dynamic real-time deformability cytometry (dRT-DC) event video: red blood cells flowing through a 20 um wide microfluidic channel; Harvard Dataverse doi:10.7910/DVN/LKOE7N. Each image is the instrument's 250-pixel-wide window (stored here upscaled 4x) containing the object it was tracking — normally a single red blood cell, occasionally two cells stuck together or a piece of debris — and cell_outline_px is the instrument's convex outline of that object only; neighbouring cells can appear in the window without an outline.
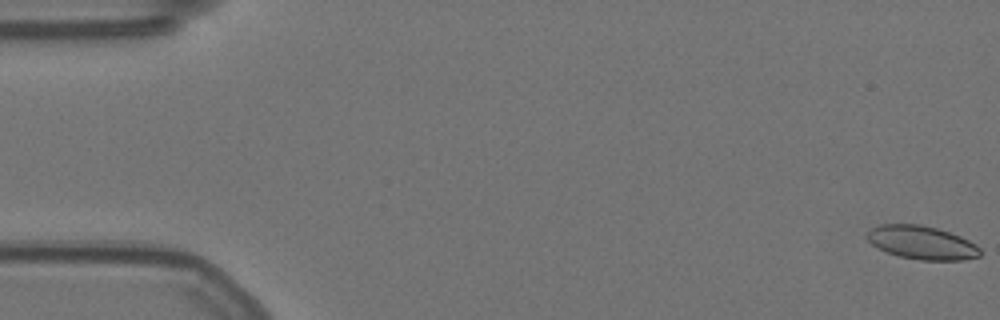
{"species": "Egyptian fruit bat (a non-hibernating species)", "species_latin": "Rousettus aegyptiacus", "temperature_condition": "warm", "stored_images_in_passage": 58, "camera_frame_rate_fps": 3000, "um_per_image_px": 0.085, "animal": {"sex": "female"}, "frame": {"image": 1, "passage_image": 1, "time_ms": 0.0, "image_size_px": [1000, 320], "cell_outline_px": [[980, 256], [964, 260], [920, 260], [900, 256], [888, 252], [872, 244], [864, 236], [872, 228], [880, 224], [920, 224], [936, 228], [960, 236], [976, 244], [980, 248]], "centroid_in_image_um": [78.36, 20.62], "position_along_channel_um": 6.6, "area_um2": 21.91}}
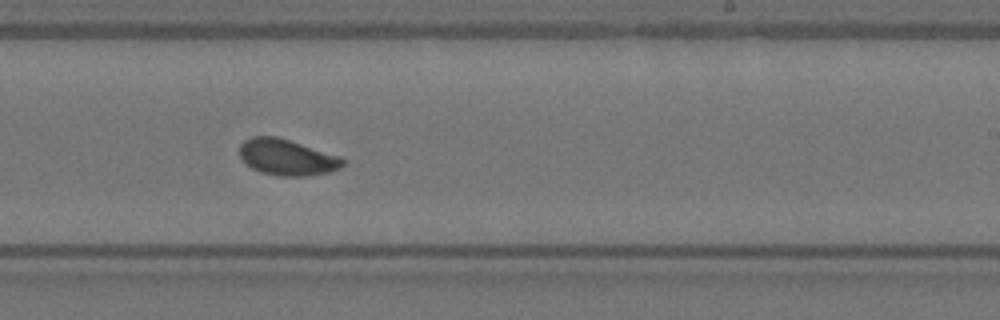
{"frame": {"image": 2, "passage_image": 35, "time_ms": 11.333, "image_size_px": [1000, 320], "cell_outline_px": [[348, 160], [340, 168], [328, 172], [304, 176], [280, 176], [260, 172], [252, 168], [240, 156], [240, 144], [244, 140], [252, 136], [276, 136], [340, 156]], "centroid_in_image_um": [24.41, 13.37], "position_along_channel_um": 264.6, "area_um2": 21.62}}
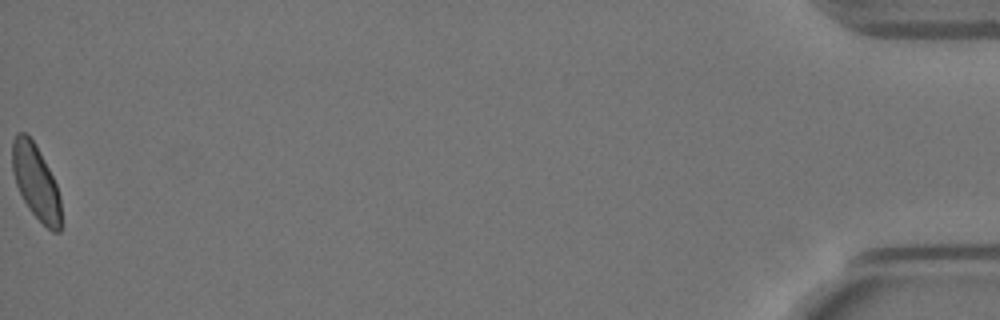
{"frame": {"image": 3, "passage_image": 58, "time_ms": 19.0, "image_size_px": [1000, 320], "cell_outline_px": [[60, 232], [52, 232], [28, 208], [16, 184], [12, 172], [12, 140], [16, 132], [24, 132], [32, 140], [44, 160], [56, 184], [60, 196]], "centroid_in_image_um": [3.03, 15.45], "position_along_channel_um": 432.2, "area_um2": 20.87}, "authors_computed_cell_mechanics": {"area_um2": 21.6461, "velocity_mm_per_s": 3.5393, "shape_relaxation_time_tau1_ms": 3.288, "shape_relaxation_time_tau2_ms": 0.7371, "deformation_change_tau1": 0.1113, "deformation_change_tau2": 0.0516}}